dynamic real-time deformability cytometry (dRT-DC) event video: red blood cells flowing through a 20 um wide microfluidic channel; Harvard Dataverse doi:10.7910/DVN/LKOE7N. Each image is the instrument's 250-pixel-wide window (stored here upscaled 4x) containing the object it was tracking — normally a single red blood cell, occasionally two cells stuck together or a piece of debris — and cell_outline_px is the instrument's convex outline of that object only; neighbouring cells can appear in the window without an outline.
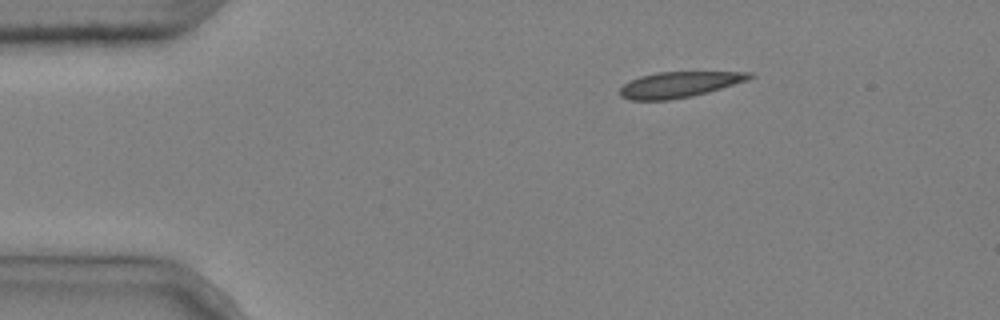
{"species": "common noctule bat (a hibernating species)", "species_latin": "Nyctalus noctula", "temperature_condition": "cold", "stored_images_in_passage": 3, "camera_frame_rate_fps": 3000, "um_per_image_px": 0.085, "animal": {"sex": "male", "body_mass_g": 20.4}, "frame": {"image": 1, "passage_image": 1, "time_ms": 0.0, "image_size_px": [1000, 320], "cell_outline_px": [[756, 76], [748, 80], [708, 92], [692, 96], [668, 100], [628, 100], [620, 96], [620, 88], [624, 84], [640, 76], [656, 72], [752, 72]], "centroid_in_image_um": [57.74, 7.19], "position_along_channel_um": 27.3, "area_um2": 19.42}}
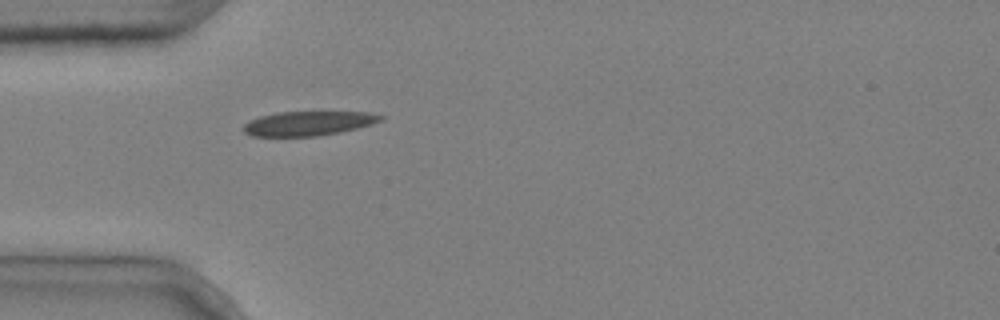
{"frame": {"image": 2, "passage_image": 3, "time_ms": 0.667, "image_size_px": [1000, 320], "cell_outline_px": [[384, 120], [372, 124], [340, 132], [316, 136], [252, 136], [244, 132], [244, 124], [260, 116], [276, 112], [368, 112], [384, 116]], "centroid_in_image_um": [26.23, 10.48], "position_along_channel_um": 58.8, "area_um2": 19.36}}